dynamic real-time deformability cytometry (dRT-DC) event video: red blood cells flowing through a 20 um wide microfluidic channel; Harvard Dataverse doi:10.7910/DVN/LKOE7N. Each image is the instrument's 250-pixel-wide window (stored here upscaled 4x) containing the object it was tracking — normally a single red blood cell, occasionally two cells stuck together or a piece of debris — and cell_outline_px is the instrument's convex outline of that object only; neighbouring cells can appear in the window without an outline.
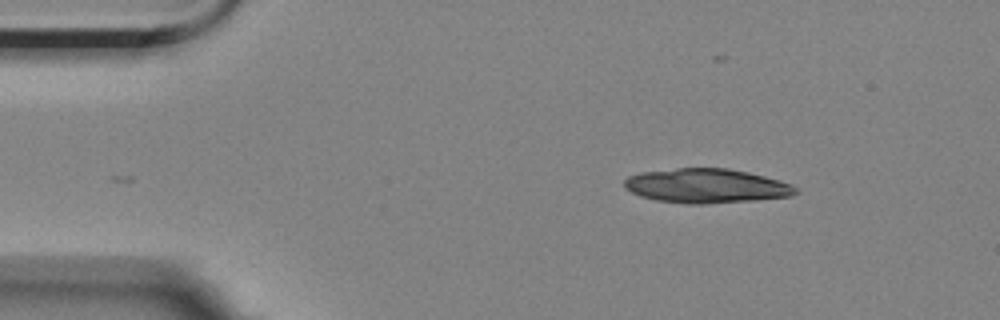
{"species": "Egyptian fruit bat (a non-hibernating species)", "species_latin": "Rousettus aegyptiacus", "temperature_condition": "room temperature", "stored_images_in_passage": 2, "camera_frame_rate_fps": 3000, "um_per_image_px": 0.085, "animal": {"sex": "female"}, "frame": {"image": 1, "passage_image": 2, "time_ms": 1.333, "image_size_px": [1000, 320], "cell_outline_px": [[800, 192], [792, 196], [756, 200], [704, 204], [688, 204], [656, 200], [640, 196], [624, 188], [624, 180], [628, 176], [640, 172], [676, 168], [728, 168], [748, 172], [780, 180], [792, 184]], "centroid_in_image_um": [60.05, 15.8], "position_along_channel_um": 24.9, "area_um2": 34.51}}